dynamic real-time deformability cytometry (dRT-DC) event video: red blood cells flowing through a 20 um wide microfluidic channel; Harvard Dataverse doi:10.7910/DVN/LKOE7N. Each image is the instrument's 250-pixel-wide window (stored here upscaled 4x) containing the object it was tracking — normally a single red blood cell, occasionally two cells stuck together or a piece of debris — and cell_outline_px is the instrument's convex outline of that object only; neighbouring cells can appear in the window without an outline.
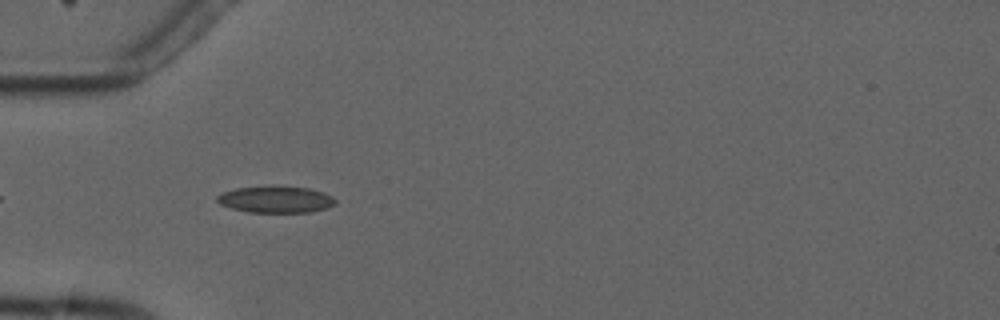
{"species": "common noctule bat (a hibernating species)", "species_latin": "Nyctalus noctula", "temperature_condition": "cold", "stored_images_in_passage": 5, "camera_frame_rate_fps": 3000, "um_per_image_px": 0.085, "animal": {"sex": "male", "forearm_length_mm": 52.5}, "frame": {"image": 1, "passage_image": 5, "time_ms": 4.333, "image_size_px": [1000, 320], "cell_outline_px": [[336, 204], [328, 208], [312, 212], [248, 212], [232, 208], [220, 204], [216, 200], [216, 196], [224, 192], [236, 188], [308, 188], [324, 192], [332, 196], [336, 200]], "centroid_in_image_um": [23.48, 16.99], "position_along_channel_um": 61.5, "area_um2": 17.8}}